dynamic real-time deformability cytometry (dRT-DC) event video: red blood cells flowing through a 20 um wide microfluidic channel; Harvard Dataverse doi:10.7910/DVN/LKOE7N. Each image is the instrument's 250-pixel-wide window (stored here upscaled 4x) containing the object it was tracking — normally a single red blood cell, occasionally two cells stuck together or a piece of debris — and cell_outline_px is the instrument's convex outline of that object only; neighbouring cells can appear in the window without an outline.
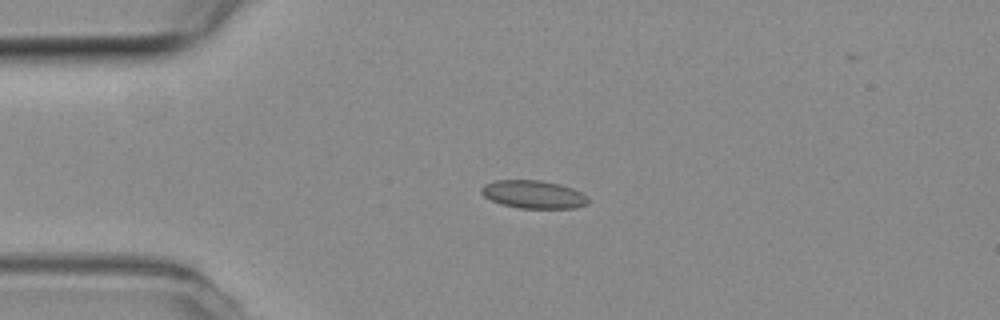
{"species": "common noctule bat (a hibernating species)", "species_latin": "Nyctalus noctula", "temperature_condition": "room temperature", "stored_images_in_passage": 7, "camera_frame_rate_fps": 3000, "um_per_image_px": 0.085, "animal": {"sex": "female", "body_mass_g": 19.3, "forearm_length_mm": 54.1}, "frame": {"image": 1, "passage_image": 2, "time_ms": 0.333, "image_size_px": [1000, 320], "cell_outline_px": [[588, 204], [576, 208], [520, 208], [500, 204], [484, 196], [480, 192], [480, 188], [484, 184], [496, 180], [540, 180], [560, 184], [572, 188], [588, 196]], "centroid_in_image_um": [45.34, 16.52], "position_along_channel_um": 39.7, "area_um2": 17.51}}
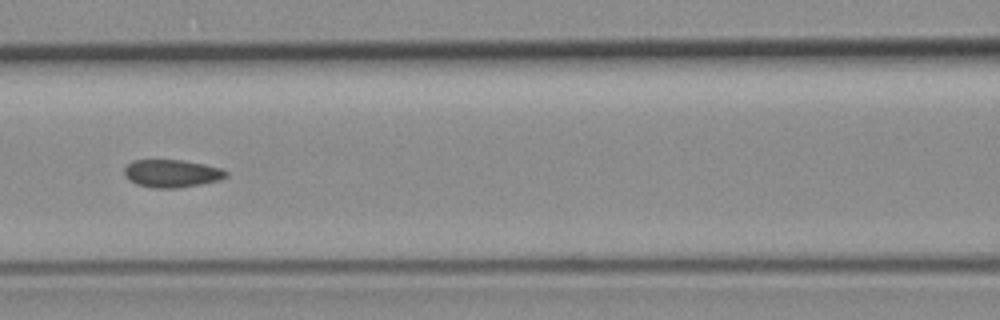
{"frame": {"image": 2, "passage_image": 5, "time_ms": 1.333, "image_size_px": [1000, 320], "cell_outline_px": [[228, 176], [220, 180], [200, 184], [176, 188], [152, 188], [136, 184], [124, 176], [124, 168], [132, 160], [180, 160], [204, 164], [220, 168], [228, 172]], "centroid_in_image_um": [14.59, 14.74], "position_along_channel_um": 152.0, "area_um2": 16.47}}
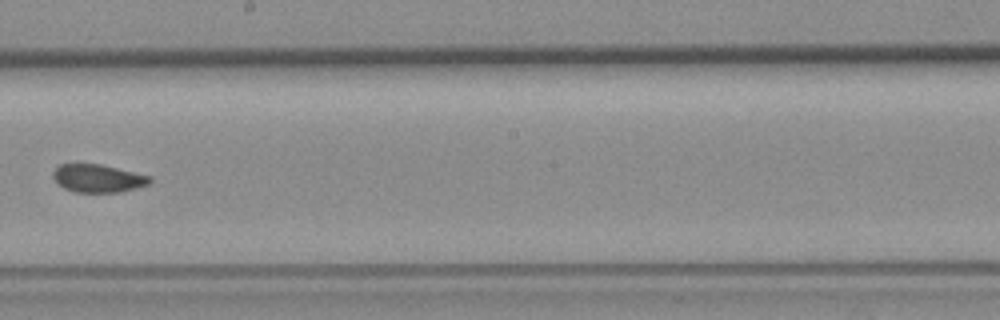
{"frame": {"image": 3, "passage_image": 7, "time_ms": 2.0, "image_size_px": [1000, 320], "cell_outline_px": [[152, 184], [120, 192], [76, 192], [64, 188], [52, 176], [52, 172], [60, 164], [100, 164], [152, 176]], "centroid_in_image_um": [8.38, 15.16], "position_along_channel_um": 239.8, "area_um2": 15.78}}